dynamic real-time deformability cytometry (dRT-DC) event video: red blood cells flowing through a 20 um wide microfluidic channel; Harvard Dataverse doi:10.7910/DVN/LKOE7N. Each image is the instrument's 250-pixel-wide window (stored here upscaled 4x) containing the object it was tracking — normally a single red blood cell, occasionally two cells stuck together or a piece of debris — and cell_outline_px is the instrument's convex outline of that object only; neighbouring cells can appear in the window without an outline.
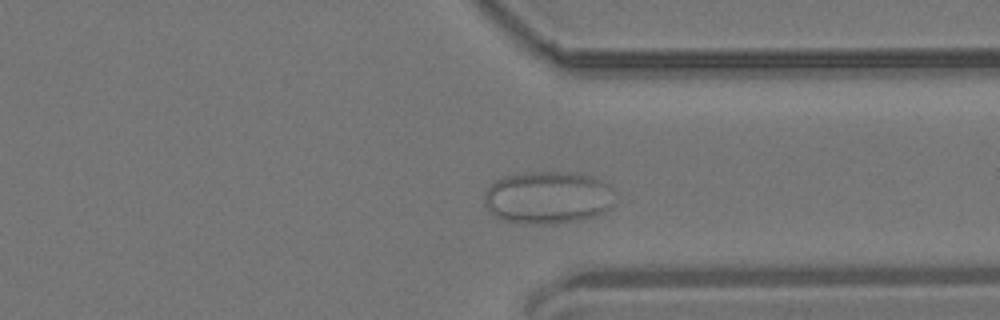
{"species": "common noctule bat (a hibernating species)", "species_latin": "Nyctalus noctula", "temperature_condition": "room temperature", "stored_images_in_passage": 52, "camera_frame_rate_fps": 3000, "um_per_image_px": 0.085, "animal": {"sex": "male", "body_mass_g": 19.2, "forearm_length_mm": 51.8}, "frame": {"image": 1, "passage_image": 38, "time_ms": 12.333, "image_size_px": [1000, 320], "cell_outline_px": [[612, 208], [596, 216], [576, 220], [544, 224], [532, 224], [504, 220], [496, 216], [484, 204], [484, 192], [496, 180], [504, 176], [528, 172], [576, 172], [592, 176], [604, 180], [612, 188]], "centroid_in_image_um": [46.59, 16.77], "position_along_channel_um": 364.8, "area_um2": 40.06}}